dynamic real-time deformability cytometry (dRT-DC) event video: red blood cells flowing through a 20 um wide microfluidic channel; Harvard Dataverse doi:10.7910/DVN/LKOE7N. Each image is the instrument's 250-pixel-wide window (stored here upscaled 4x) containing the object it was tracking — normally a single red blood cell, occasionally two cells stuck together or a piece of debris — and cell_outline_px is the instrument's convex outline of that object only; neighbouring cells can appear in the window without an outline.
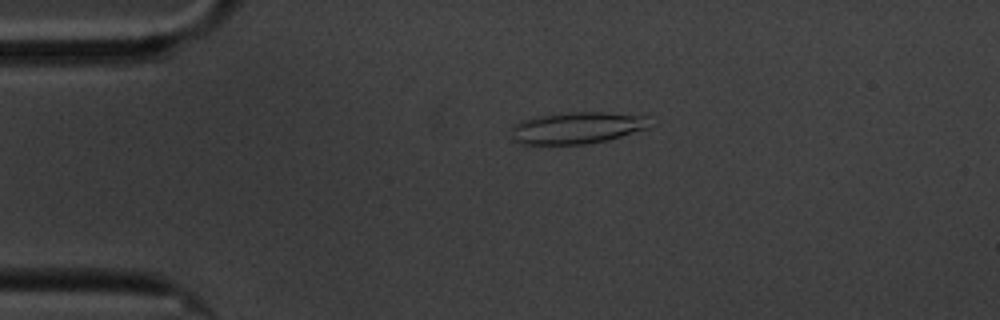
{"species": "common noctule bat (a hibernating species)", "species_latin": "Nyctalus noctula", "temperature_condition": "cold", "stored_images_in_passage": 2, "camera_frame_rate_fps": 3000, "um_per_image_px": 0.085, "animal": {"sex": "male", "body_mass_g": 20.1, "forearm_length_mm": 53.5}, "frame": {"image": 1, "passage_image": 1, "time_ms": 0.0, "image_size_px": [1000, 320], "cell_outline_px": [[656, 124], [648, 128], [608, 140], [584, 144], [524, 144], [512, 140], [512, 128], [520, 120], [568, 112], [604, 112], [648, 116]], "centroid_in_image_um": [49.14, 10.86], "position_along_channel_um": 35.9, "area_um2": 25.66}}